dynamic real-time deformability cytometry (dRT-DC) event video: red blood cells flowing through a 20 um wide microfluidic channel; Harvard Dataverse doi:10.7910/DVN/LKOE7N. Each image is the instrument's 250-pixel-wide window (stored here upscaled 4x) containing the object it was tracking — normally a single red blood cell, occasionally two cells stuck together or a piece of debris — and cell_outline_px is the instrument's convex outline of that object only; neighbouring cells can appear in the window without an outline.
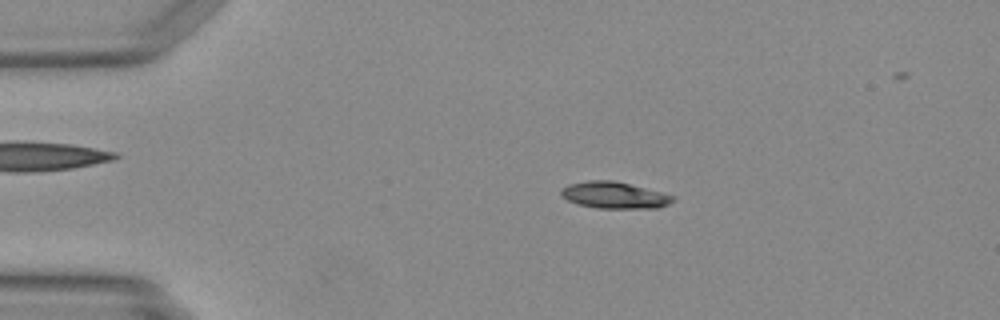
{"species": "Egyptian fruit bat (a non-hibernating species)", "species_latin": "Rousettus aegyptiacus", "temperature_condition": "warm", "stored_images_in_passage": 25, "camera_frame_rate_fps": 3000, "um_per_image_px": 0.085, "animal": {"sex": "female"}, "frame": {"image": 1, "passage_image": 7, "time_ms": 2.0, "image_size_px": [1000, 320], "cell_outline_px": [[676, 200], [668, 204], [656, 208], [596, 208], [576, 204], [568, 200], [560, 192], [568, 184], [588, 180], [612, 180], [676, 196]], "centroid_in_image_um": [52.23, 16.6], "position_along_channel_um": 32.8, "area_um2": 17.17}}
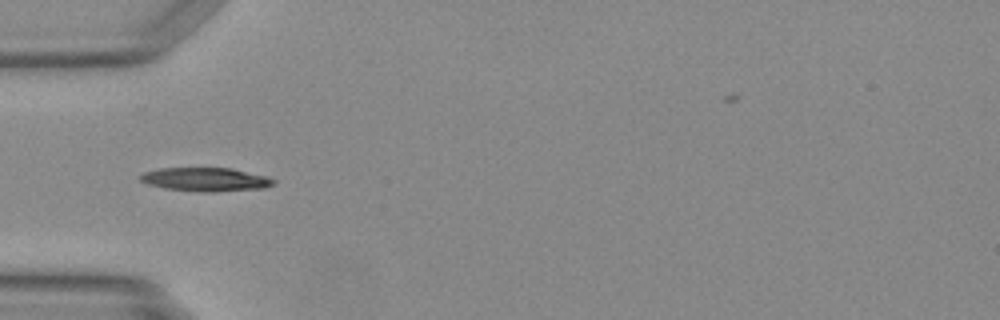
{"frame": {"image": 2, "passage_image": 13, "time_ms": 4.0, "image_size_px": [1000, 320], "cell_outline_px": [[276, 184], [264, 188], [216, 192], [208, 192], [164, 188], [148, 184], [140, 180], [140, 176], [144, 172], [160, 168], [232, 168], [264, 176], [276, 180]], "centroid_in_image_um": [17.5, 15.25], "position_along_channel_um": 67.5, "area_um2": 18.26}}
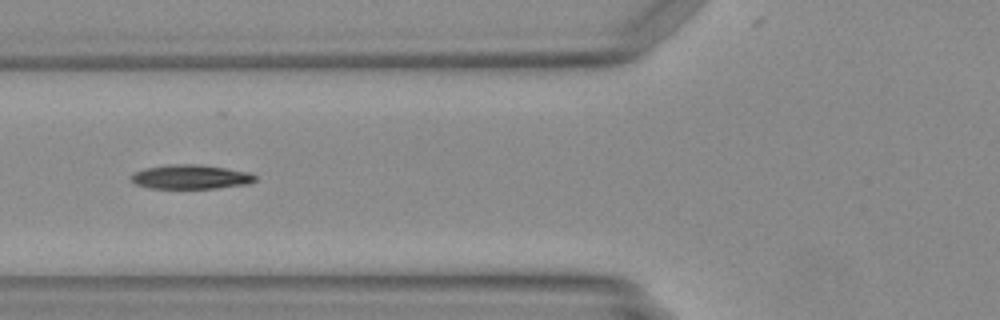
{"frame": {"image": 3, "passage_image": 16, "time_ms": 5.0, "image_size_px": [1000, 320], "cell_outline_px": [[256, 180], [248, 184], [216, 188], [152, 188], [136, 184], [132, 180], [132, 172], [144, 168], [172, 164], [200, 164], [248, 172], [256, 176]], "centroid_in_image_um": [16.21, 15.03], "position_along_channel_um": 109.6, "area_um2": 17.4}}